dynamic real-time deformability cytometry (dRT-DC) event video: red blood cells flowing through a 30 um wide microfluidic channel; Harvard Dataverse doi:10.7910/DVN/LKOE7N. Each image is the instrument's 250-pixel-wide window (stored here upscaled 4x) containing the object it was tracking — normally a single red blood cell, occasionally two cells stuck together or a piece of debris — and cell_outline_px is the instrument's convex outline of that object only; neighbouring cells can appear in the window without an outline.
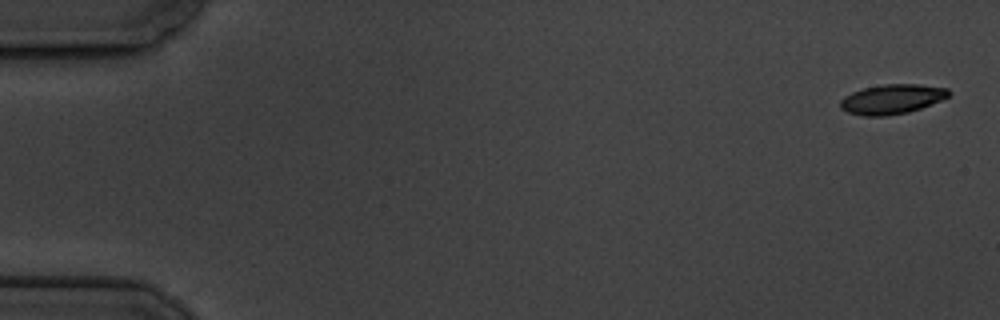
{"species": "common noctule bat (a hibernating species)", "species_latin": "Nyctalus noctula", "temperature_condition": "cold", "stored_images_in_passage": 6, "camera_frame_rate_fps": 3000, "um_per_image_px": 0.085, "animal": {"sex": "male", "body_mass_g": 19.5, "forearm_length_mm": 54.6}, "frame": {"image": 1, "passage_image": 1, "time_ms": 0.0, "image_size_px": [1000, 320], "cell_outline_px": [[952, 92], [948, 96], [940, 100], [920, 108], [908, 112], [884, 116], [864, 116], [848, 112], [840, 108], [840, 100], [844, 96], [852, 92], [864, 88], [884, 84], [920, 84], [948, 88]], "centroid_in_image_um": [75.81, 8.42], "position_along_channel_um": 9.2, "area_um2": 18.67}}
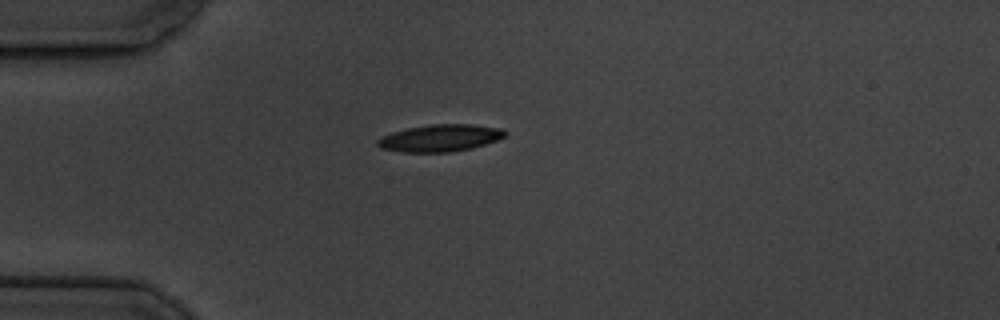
{"frame": {"image": 2, "passage_image": 5, "time_ms": 4.667, "image_size_px": [1000, 320], "cell_outline_px": [[508, 136], [472, 148], [452, 152], [404, 152], [380, 148], [376, 144], [376, 140], [392, 132], [408, 128], [432, 124], [472, 124], [504, 128], [508, 132]], "centroid_in_image_um": [37.46, 11.72], "position_along_channel_um": 47.5, "area_um2": 20.23}}